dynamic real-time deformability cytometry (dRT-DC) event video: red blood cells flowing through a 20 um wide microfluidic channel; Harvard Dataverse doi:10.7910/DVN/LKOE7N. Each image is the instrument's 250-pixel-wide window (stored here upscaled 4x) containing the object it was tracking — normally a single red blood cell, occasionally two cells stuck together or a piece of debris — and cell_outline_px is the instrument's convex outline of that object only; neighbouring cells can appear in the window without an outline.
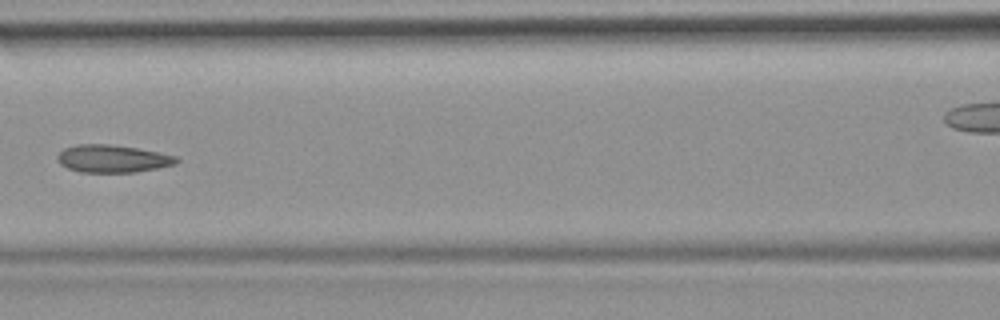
{"species": "common noctule bat (a hibernating species)", "species_latin": "Nyctalus noctula", "temperature_condition": "room temperature", "stored_images_in_passage": 6, "segment_of_instrument_passage": [1, 2], "camera_frame_rate_fps": 3000, "um_per_image_px": 0.085, "animal": {"sex": "female", "body_mass_g": 19.9}, "frame": {"image": 1, "passage_image": 5, "time_ms": 5.667, "image_size_px": [1000, 320], "cell_outline_px": [[180, 160], [176, 164], [136, 172], [80, 172], [68, 168], [60, 164], [56, 160], [56, 156], [64, 148], [76, 144], [108, 144], [136, 148], [160, 152], [176, 156]], "centroid_in_image_um": [9.55, 13.48], "position_along_channel_um": 157.0, "area_um2": 19.19}}